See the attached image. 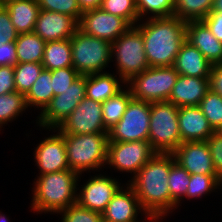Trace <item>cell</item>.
Here are the masks:
<instances>
[{"mask_svg": "<svg viewBox=\"0 0 222 222\" xmlns=\"http://www.w3.org/2000/svg\"><path fill=\"white\" fill-rule=\"evenodd\" d=\"M147 216L149 215L142 209L135 192L127 183L117 191L102 212V218L107 222H142Z\"/></svg>", "mask_w": 222, "mask_h": 222, "instance_id": "cell-16", "label": "cell"}, {"mask_svg": "<svg viewBox=\"0 0 222 222\" xmlns=\"http://www.w3.org/2000/svg\"><path fill=\"white\" fill-rule=\"evenodd\" d=\"M78 29L74 17L40 9L33 32L48 42L70 39Z\"/></svg>", "mask_w": 222, "mask_h": 222, "instance_id": "cell-18", "label": "cell"}, {"mask_svg": "<svg viewBox=\"0 0 222 222\" xmlns=\"http://www.w3.org/2000/svg\"><path fill=\"white\" fill-rule=\"evenodd\" d=\"M108 172L101 171L89 174L88 178L83 179L85 176L80 174L78 179V192L77 203L86 207L89 210L102 213L113 196L119 189L126 183L122 179L115 178L112 175L106 174ZM81 178L83 180H81ZM122 180V181H121ZM81 181H84L83 184ZM81 183V184H80ZM81 185V186H80Z\"/></svg>", "mask_w": 222, "mask_h": 222, "instance_id": "cell-10", "label": "cell"}, {"mask_svg": "<svg viewBox=\"0 0 222 222\" xmlns=\"http://www.w3.org/2000/svg\"><path fill=\"white\" fill-rule=\"evenodd\" d=\"M111 62L116 68L111 72H115L125 83L150 67L142 33L136 26H131L112 42Z\"/></svg>", "mask_w": 222, "mask_h": 222, "instance_id": "cell-6", "label": "cell"}, {"mask_svg": "<svg viewBox=\"0 0 222 222\" xmlns=\"http://www.w3.org/2000/svg\"><path fill=\"white\" fill-rule=\"evenodd\" d=\"M173 154L157 153L128 182L142 209L149 216H169L177 204L169 192V172L175 162Z\"/></svg>", "mask_w": 222, "mask_h": 222, "instance_id": "cell-1", "label": "cell"}, {"mask_svg": "<svg viewBox=\"0 0 222 222\" xmlns=\"http://www.w3.org/2000/svg\"><path fill=\"white\" fill-rule=\"evenodd\" d=\"M52 71L43 69L29 92L25 95L27 108L38 110L40 114L54 97Z\"/></svg>", "mask_w": 222, "mask_h": 222, "instance_id": "cell-25", "label": "cell"}, {"mask_svg": "<svg viewBox=\"0 0 222 222\" xmlns=\"http://www.w3.org/2000/svg\"><path fill=\"white\" fill-rule=\"evenodd\" d=\"M57 129L62 134L108 133L103 124L102 103L85 97Z\"/></svg>", "mask_w": 222, "mask_h": 222, "instance_id": "cell-14", "label": "cell"}, {"mask_svg": "<svg viewBox=\"0 0 222 222\" xmlns=\"http://www.w3.org/2000/svg\"><path fill=\"white\" fill-rule=\"evenodd\" d=\"M166 218L167 216H147L142 222H164Z\"/></svg>", "mask_w": 222, "mask_h": 222, "instance_id": "cell-47", "label": "cell"}, {"mask_svg": "<svg viewBox=\"0 0 222 222\" xmlns=\"http://www.w3.org/2000/svg\"><path fill=\"white\" fill-rule=\"evenodd\" d=\"M172 154L189 174L217 175L206 141L182 142Z\"/></svg>", "mask_w": 222, "mask_h": 222, "instance_id": "cell-17", "label": "cell"}, {"mask_svg": "<svg viewBox=\"0 0 222 222\" xmlns=\"http://www.w3.org/2000/svg\"><path fill=\"white\" fill-rule=\"evenodd\" d=\"M132 98L130 89L125 86L116 95L102 103L103 124L107 131L120 121Z\"/></svg>", "mask_w": 222, "mask_h": 222, "instance_id": "cell-28", "label": "cell"}, {"mask_svg": "<svg viewBox=\"0 0 222 222\" xmlns=\"http://www.w3.org/2000/svg\"><path fill=\"white\" fill-rule=\"evenodd\" d=\"M186 25L187 22L176 16L148 18L135 25L142 33L150 67L174 65L176 56L186 41Z\"/></svg>", "mask_w": 222, "mask_h": 222, "instance_id": "cell-2", "label": "cell"}, {"mask_svg": "<svg viewBox=\"0 0 222 222\" xmlns=\"http://www.w3.org/2000/svg\"><path fill=\"white\" fill-rule=\"evenodd\" d=\"M60 222H102V213L92 211L79 203H73L67 209L60 211L56 216Z\"/></svg>", "mask_w": 222, "mask_h": 222, "instance_id": "cell-37", "label": "cell"}, {"mask_svg": "<svg viewBox=\"0 0 222 222\" xmlns=\"http://www.w3.org/2000/svg\"><path fill=\"white\" fill-rule=\"evenodd\" d=\"M69 169L78 174L104 171L108 133L63 134Z\"/></svg>", "mask_w": 222, "mask_h": 222, "instance_id": "cell-4", "label": "cell"}, {"mask_svg": "<svg viewBox=\"0 0 222 222\" xmlns=\"http://www.w3.org/2000/svg\"><path fill=\"white\" fill-rule=\"evenodd\" d=\"M42 65L50 71L72 67L70 39L46 42Z\"/></svg>", "mask_w": 222, "mask_h": 222, "instance_id": "cell-27", "label": "cell"}, {"mask_svg": "<svg viewBox=\"0 0 222 222\" xmlns=\"http://www.w3.org/2000/svg\"><path fill=\"white\" fill-rule=\"evenodd\" d=\"M178 76L173 66L149 67L132 77L126 86L135 99L149 103L163 102L169 100Z\"/></svg>", "mask_w": 222, "mask_h": 222, "instance_id": "cell-8", "label": "cell"}, {"mask_svg": "<svg viewBox=\"0 0 222 222\" xmlns=\"http://www.w3.org/2000/svg\"><path fill=\"white\" fill-rule=\"evenodd\" d=\"M45 44L34 32L18 34L15 41L17 63H42Z\"/></svg>", "mask_w": 222, "mask_h": 222, "instance_id": "cell-26", "label": "cell"}, {"mask_svg": "<svg viewBox=\"0 0 222 222\" xmlns=\"http://www.w3.org/2000/svg\"><path fill=\"white\" fill-rule=\"evenodd\" d=\"M125 86L126 83L115 72L86 75L85 97L103 103Z\"/></svg>", "mask_w": 222, "mask_h": 222, "instance_id": "cell-23", "label": "cell"}, {"mask_svg": "<svg viewBox=\"0 0 222 222\" xmlns=\"http://www.w3.org/2000/svg\"><path fill=\"white\" fill-rule=\"evenodd\" d=\"M186 41L196 47L211 64H222V42L203 21L187 22Z\"/></svg>", "mask_w": 222, "mask_h": 222, "instance_id": "cell-20", "label": "cell"}, {"mask_svg": "<svg viewBox=\"0 0 222 222\" xmlns=\"http://www.w3.org/2000/svg\"><path fill=\"white\" fill-rule=\"evenodd\" d=\"M189 184L190 174L175 161L169 172L168 185L171 199L177 204V210H180L181 204L184 200L186 201V192Z\"/></svg>", "mask_w": 222, "mask_h": 222, "instance_id": "cell-32", "label": "cell"}, {"mask_svg": "<svg viewBox=\"0 0 222 222\" xmlns=\"http://www.w3.org/2000/svg\"><path fill=\"white\" fill-rule=\"evenodd\" d=\"M16 47L15 42L0 44V66L16 65Z\"/></svg>", "mask_w": 222, "mask_h": 222, "instance_id": "cell-44", "label": "cell"}, {"mask_svg": "<svg viewBox=\"0 0 222 222\" xmlns=\"http://www.w3.org/2000/svg\"><path fill=\"white\" fill-rule=\"evenodd\" d=\"M77 3L81 9V12L83 13L89 10L100 8L102 0H77Z\"/></svg>", "mask_w": 222, "mask_h": 222, "instance_id": "cell-46", "label": "cell"}, {"mask_svg": "<svg viewBox=\"0 0 222 222\" xmlns=\"http://www.w3.org/2000/svg\"><path fill=\"white\" fill-rule=\"evenodd\" d=\"M214 0H174V16L189 21H202L212 10Z\"/></svg>", "mask_w": 222, "mask_h": 222, "instance_id": "cell-30", "label": "cell"}, {"mask_svg": "<svg viewBox=\"0 0 222 222\" xmlns=\"http://www.w3.org/2000/svg\"><path fill=\"white\" fill-rule=\"evenodd\" d=\"M72 67L80 75L111 71L112 42L85 34L78 29L70 38ZM108 70H107V69Z\"/></svg>", "mask_w": 222, "mask_h": 222, "instance_id": "cell-5", "label": "cell"}, {"mask_svg": "<svg viewBox=\"0 0 222 222\" xmlns=\"http://www.w3.org/2000/svg\"><path fill=\"white\" fill-rule=\"evenodd\" d=\"M16 92L14 66H0V95Z\"/></svg>", "mask_w": 222, "mask_h": 222, "instance_id": "cell-42", "label": "cell"}, {"mask_svg": "<svg viewBox=\"0 0 222 222\" xmlns=\"http://www.w3.org/2000/svg\"><path fill=\"white\" fill-rule=\"evenodd\" d=\"M7 216H8L7 214L0 211V222H12L10 221L9 216L8 217Z\"/></svg>", "mask_w": 222, "mask_h": 222, "instance_id": "cell-49", "label": "cell"}, {"mask_svg": "<svg viewBox=\"0 0 222 222\" xmlns=\"http://www.w3.org/2000/svg\"><path fill=\"white\" fill-rule=\"evenodd\" d=\"M150 103L132 98L122 118L108 131V142L148 141Z\"/></svg>", "mask_w": 222, "mask_h": 222, "instance_id": "cell-11", "label": "cell"}, {"mask_svg": "<svg viewBox=\"0 0 222 222\" xmlns=\"http://www.w3.org/2000/svg\"><path fill=\"white\" fill-rule=\"evenodd\" d=\"M219 190H220L219 194H221V192H222V178H220V188H219Z\"/></svg>", "mask_w": 222, "mask_h": 222, "instance_id": "cell-52", "label": "cell"}, {"mask_svg": "<svg viewBox=\"0 0 222 222\" xmlns=\"http://www.w3.org/2000/svg\"><path fill=\"white\" fill-rule=\"evenodd\" d=\"M44 131L48 137L41 139L33 152L34 165L39 169L36 175L70 170L64 135L57 128H47Z\"/></svg>", "mask_w": 222, "mask_h": 222, "instance_id": "cell-13", "label": "cell"}, {"mask_svg": "<svg viewBox=\"0 0 222 222\" xmlns=\"http://www.w3.org/2000/svg\"><path fill=\"white\" fill-rule=\"evenodd\" d=\"M178 111L168 101L150 103L148 142L156 153L172 154L181 144Z\"/></svg>", "mask_w": 222, "mask_h": 222, "instance_id": "cell-7", "label": "cell"}, {"mask_svg": "<svg viewBox=\"0 0 222 222\" xmlns=\"http://www.w3.org/2000/svg\"><path fill=\"white\" fill-rule=\"evenodd\" d=\"M18 34L32 33L40 11L37 0H11L3 4Z\"/></svg>", "mask_w": 222, "mask_h": 222, "instance_id": "cell-24", "label": "cell"}, {"mask_svg": "<svg viewBox=\"0 0 222 222\" xmlns=\"http://www.w3.org/2000/svg\"><path fill=\"white\" fill-rule=\"evenodd\" d=\"M18 33L13 26L10 14L4 5H0V44L15 42Z\"/></svg>", "mask_w": 222, "mask_h": 222, "instance_id": "cell-40", "label": "cell"}, {"mask_svg": "<svg viewBox=\"0 0 222 222\" xmlns=\"http://www.w3.org/2000/svg\"><path fill=\"white\" fill-rule=\"evenodd\" d=\"M41 10L53 11L74 17L78 22L82 17L77 0H37Z\"/></svg>", "mask_w": 222, "mask_h": 222, "instance_id": "cell-38", "label": "cell"}, {"mask_svg": "<svg viewBox=\"0 0 222 222\" xmlns=\"http://www.w3.org/2000/svg\"><path fill=\"white\" fill-rule=\"evenodd\" d=\"M130 27L125 19L109 14L101 8L83 12L79 22V29L85 34L109 42L115 41Z\"/></svg>", "mask_w": 222, "mask_h": 222, "instance_id": "cell-15", "label": "cell"}, {"mask_svg": "<svg viewBox=\"0 0 222 222\" xmlns=\"http://www.w3.org/2000/svg\"><path fill=\"white\" fill-rule=\"evenodd\" d=\"M220 178L217 175H197L190 174V184L186 192V199L202 200L210 194L219 193ZM218 191V192H217ZM201 198V199H200Z\"/></svg>", "mask_w": 222, "mask_h": 222, "instance_id": "cell-31", "label": "cell"}, {"mask_svg": "<svg viewBox=\"0 0 222 222\" xmlns=\"http://www.w3.org/2000/svg\"><path fill=\"white\" fill-rule=\"evenodd\" d=\"M178 125L181 143L206 141L215 132L199 106L180 107Z\"/></svg>", "mask_w": 222, "mask_h": 222, "instance_id": "cell-19", "label": "cell"}, {"mask_svg": "<svg viewBox=\"0 0 222 222\" xmlns=\"http://www.w3.org/2000/svg\"><path fill=\"white\" fill-rule=\"evenodd\" d=\"M211 12L222 13V0H214Z\"/></svg>", "mask_w": 222, "mask_h": 222, "instance_id": "cell-48", "label": "cell"}, {"mask_svg": "<svg viewBox=\"0 0 222 222\" xmlns=\"http://www.w3.org/2000/svg\"><path fill=\"white\" fill-rule=\"evenodd\" d=\"M213 64L188 41H185L176 56L173 67L179 75L209 78Z\"/></svg>", "mask_w": 222, "mask_h": 222, "instance_id": "cell-22", "label": "cell"}, {"mask_svg": "<svg viewBox=\"0 0 222 222\" xmlns=\"http://www.w3.org/2000/svg\"><path fill=\"white\" fill-rule=\"evenodd\" d=\"M199 108L216 131L222 125V96L209 90L199 103Z\"/></svg>", "mask_w": 222, "mask_h": 222, "instance_id": "cell-36", "label": "cell"}, {"mask_svg": "<svg viewBox=\"0 0 222 222\" xmlns=\"http://www.w3.org/2000/svg\"><path fill=\"white\" fill-rule=\"evenodd\" d=\"M43 69L42 63H17L14 65L16 91L25 96Z\"/></svg>", "mask_w": 222, "mask_h": 222, "instance_id": "cell-33", "label": "cell"}, {"mask_svg": "<svg viewBox=\"0 0 222 222\" xmlns=\"http://www.w3.org/2000/svg\"><path fill=\"white\" fill-rule=\"evenodd\" d=\"M80 174L73 170L36 176L31 187L30 209L34 214L55 215L77 202Z\"/></svg>", "mask_w": 222, "mask_h": 222, "instance_id": "cell-3", "label": "cell"}, {"mask_svg": "<svg viewBox=\"0 0 222 222\" xmlns=\"http://www.w3.org/2000/svg\"><path fill=\"white\" fill-rule=\"evenodd\" d=\"M80 74L73 67L52 70V85L54 96L66 91Z\"/></svg>", "mask_w": 222, "mask_h": 222, "instance_id": "cell-39", "label": "cell"}, {"mask_svg": "<svg viewBox=\"0 0 222 222\" xmlns=\"http://www.w3.org/2000/svg\"><path fill=\"white\" fill-rule=\"evenodd\" d=\"M216 132L222 136V125L216 130Z\"/></svg>", "mask_w": 222, "mask_h": 222, "instance_id": "cell-50", "label": "cell"}, {"mask_svg": "<svg viewBox=\"0 0 222 222\" xmlns=\"http://www.w3.org/2000/svg\"><path fill=\"white\" fill-rule=\"evenodd\" d=\"M210 90L222 96V64L212 66L209 75Z\"/></svg>", "mask_w": 222, "mask_h": 222, "instance_id": "cell-45", "label": "cell"}, {"mask_svg": "<svg viewBox=\"0 0 222 222\" xmlns=\"http://www.w3.org/2000/svg\"><path fill=\"white\" fill-rule=\"evenodd\" d=\"M100 8L125 19L131 26H135L140 21L136 0H102Z\"/></svg>", "mask_w": 222, "mask_h": 222, "instance_id": "cell-35", "label": "cell"}, {"mask_svg": "<svg viewBox=\"0 0 222 222\" xmlns=\"http://www.w3.org/2000/svg\"><path fill=\"white\" fill-rule=\"evenodd\" d=\"M139 20L174 16V0H136Z\"/></svg>", "mask_w": 222, "mask_h": 222, "instance_id": "cell-34", "label": "cell"}, {"mask_svg": "<svg viewBox=\"0 0 222 222\" xmlns=\"http://www.w3.org/2000/svg\"><path fill=\"white\" fill-rule=\"evenodd\" d=\"M86 76L80 75L69 88L55 95L46 108L36 116L35 125L40 131L58 128L85 98Z\"/></svg>", "mask_w": 222, "mask_h": 222, "instance_id": "cell-12", "label": "cell"}, {"mask_svg": "<svg viewBox=\"0 0 222 222\" xmlns=\"http://www.w3.org/2000/svg\"><path fill=\"white\" fill-rule=\"evenodd\" d=\"M28 110L23 94L16 91L0 95V131L3 133L4 126L9 127L8 123L18 120Z\"/></svg>", "mask_w": 222, "mask_h": 222, "instance_id": "cell-29", "label": "cell"}, {"mask_svg": "<svg viewBox=\"0 0 222 222\" xmlns=\"http://www.w3.org/2000/svg\"><path fill=\"white\" fill-rule=\"evenodd\" d=\"M212 162L219 178H222V136L216 131L206 140Z\"/></svg>", "mask_w": 222, "mask_h": 222, "instance_id": "cell-41", "label": "cell"}, {"mask_svg": "<svg viewBox=\"0 0 222 222\" xmlns=\"http://www.w3.org/2000/svg\"><path fill=\"white\" fill-rule=\"evenodd\" d=\"M156 154L148 141L108 142L105 170L130 173L128 182Z\"/></svg>", "mask_w": 222, "mask_h": 222, "instance_id": "cell-9", "label": "cell"}, {"mask_svg": "<svg viewBox=\"0 0 222 222\" xmlns=\"http://www.w3.org/2000/svg\"><path fill=\"white\" fill-rule=\"evenodd\" d=\"M209 90V78L179 75L172 88L168 102L178 108L199 106V103Z\"/></svg>", "mask_w": 222, "mask_h": 222, "instance_id": "cell-21", "label": "cell"}, {"mask_svg": "<svg viewBox=\"0 0 222 222\" xmlns=\"http://www.w3.org/2000/svg\"><path fill=\"white\" fill-rule=\"evenodd\" d=\"M8 1H11V0H0V5H3L5 3H7Z\"/></svg>", "mask_w": 222, "mask_h": 222, "instance_id": "cell-51", "label": "cell"}, {"mask_svg": "<svg viewBox=\"0 0 222 222\" xmlns=\"http://www.w3.org/2000/svg\"><path fill=\"white\" fill-rule=\"evenodd\" d=\"M202 21L209 27L212 34L222 42V13L210 12Z\"/></svg>", "mask_w": 222, "mask_h": 222, "instance_id": "cell-43", "label": "cell"}]
</instances>
